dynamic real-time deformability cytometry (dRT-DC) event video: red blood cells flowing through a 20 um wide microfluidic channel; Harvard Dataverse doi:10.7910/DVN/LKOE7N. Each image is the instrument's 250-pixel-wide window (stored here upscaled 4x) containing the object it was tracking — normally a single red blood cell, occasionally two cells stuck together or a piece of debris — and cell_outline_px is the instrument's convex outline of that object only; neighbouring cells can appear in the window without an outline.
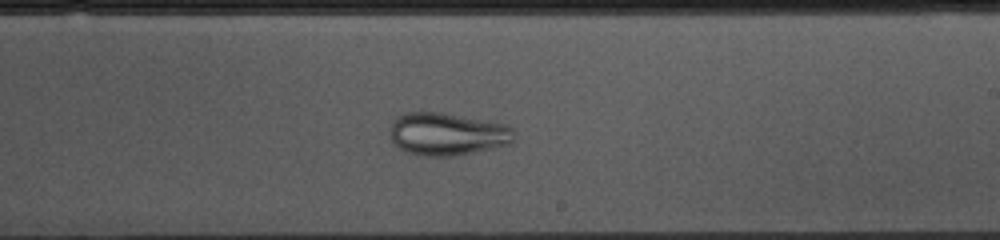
{"species": "common noctule bat (a hibernating species)", "species_latin": "Nyctalus noctula", "temperature_condition": "cold", "stored_images_in_passage": 53, "camera_frame_rate_fps": 3000, "um_per_image_px": 0.085, "animal": {"sex": "female", "body_mass_g": 10.0, "forearm_length_mm": 53.1}, "frame": {"image": 1, "passage_image": 30, "time_ms": 9.667, "image_size_px": [1000, 240], "cell_outline_px": [[512, 144], [452, 156], [424, 156], [404, 152], [392, 140], [388, 132], [396, 116], [404, 112], [440, 112], [508, 124], [512, 128]], "centroid_in_image_um": [37.98, 11.38], "position_along_channel_um": 251.0, "area_um2": 30.92}}
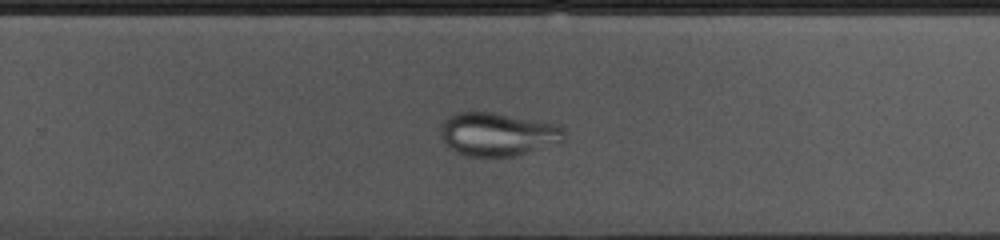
{"frame": {"image": 2, "passage_image": 33, "time_ms": 10.667, "image_size_px": [1000, 240], "cell_outline_px": [[568, 136], [560, 144], [516, 156], [468, 156], [456, 152], [444, 144], [440, 136], [440, 124], [448, 116], [456, 112], [492, 112], [560, 124], [564, 128]], "centroid_in_image_um": [42.35, 11.41], "position_along_channel_um": 287.4, "area_um2": 32.02}}
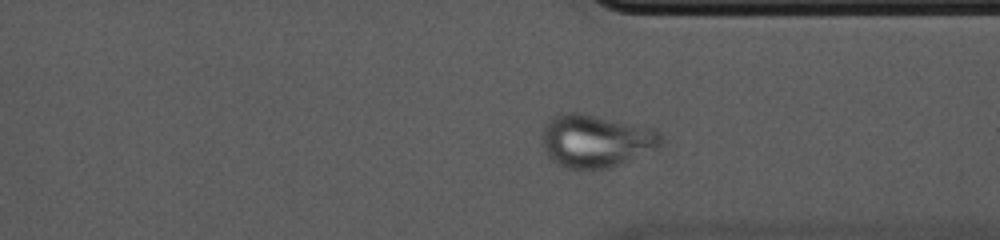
{"frame": {"image": 3, "passage_image": 39, "time_ms": 12.667, "image_size_px": [1000, 240], "cell_outline_px": [[664, 140], [660, 148], [608, 168], [580, 172], [576, 172], [552, 160], [544, 152], [540, 140], [544, 124], [552, 116], [564, 112], [576, 112], [656, 128], [664, 136]], "centroid_in_image_um": [50.64, 11.99], "position_along_channel_um": 360.8, "area_um2": 37.57}}